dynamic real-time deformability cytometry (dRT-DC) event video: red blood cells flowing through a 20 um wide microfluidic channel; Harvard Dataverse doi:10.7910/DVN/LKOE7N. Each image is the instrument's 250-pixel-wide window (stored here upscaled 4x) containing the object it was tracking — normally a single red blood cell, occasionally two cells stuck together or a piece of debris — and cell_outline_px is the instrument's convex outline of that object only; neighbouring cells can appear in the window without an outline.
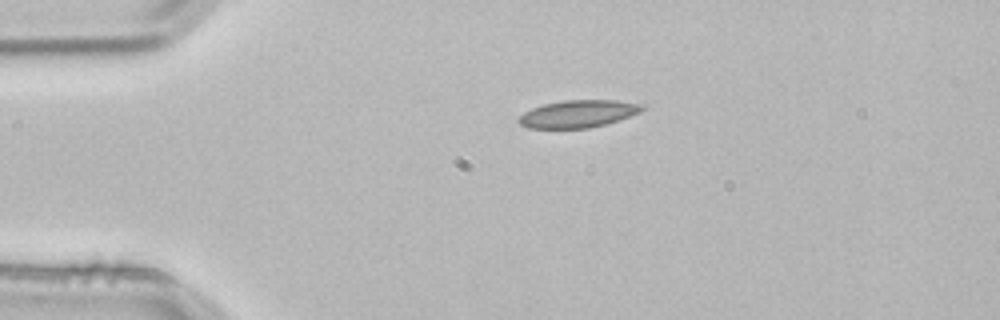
{"species": "common noctule bat (a hibernating species)", "species_latin": "Nyctalus noctula", "temperature_condition": "room temperature", "stored_images_in_passage": 2, "camera_frame_rate_fps": 3000, "um_per_image_px": 0.085, "animal": {"sex": "male", "body_mass_g": 21.5, "forearm_length_mm": 52.0}, "frame": {"image": 1, "passage_image": 1, "time_ms": 0.0, "image_size_px": [1000, 320], "cell_outline_px": [[644, 108], [640, 112], [604, 124], [588, 128], [528, 128], [520, 124], [516, 120], [524, 112], [532, 108], [544, 104], [564, 100], [616, 100], [644, 104]], "centroid_in_image_um": [49.11, 9.67], "position_along_channel_um": 35.9, "area_um2": 19.54}}